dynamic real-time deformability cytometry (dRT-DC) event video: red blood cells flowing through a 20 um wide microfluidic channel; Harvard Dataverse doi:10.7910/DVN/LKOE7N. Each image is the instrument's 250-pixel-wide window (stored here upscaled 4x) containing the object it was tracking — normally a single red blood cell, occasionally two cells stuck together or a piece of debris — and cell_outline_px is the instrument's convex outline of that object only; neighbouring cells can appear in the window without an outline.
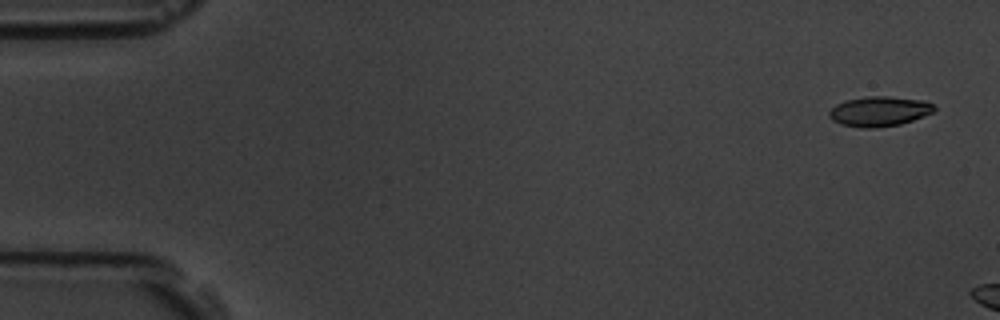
{"species": "common noctule bat (a hibernating species)", "species_latin": "Nyctalus noctula", "temperature_condition": "room temperature", "stored_images_in_passage": 3, "camera_frame_rate_fps": 3000, "um_per_image_px": 0.085, "animal": {"sex": "male", "body_mass_g": 19.5, "forearm_length_mm": 54.6}, "frame": {"image": 1, "passage_image": 1, "time_ms": 0.0, "image_size_px": [1000, 320], "cell_outline_px": [[936, 108], [932, 112], [924, 116], [900, 124], [876, 128], [864, 128], [840, 124], [832, 120], [828, 116], [828, 112], [836, 104], [844, 100], [868, 96], [888, 96], [924, 100], [932, 104]], "centroid_in_image_um": [74.71, 9.46], "position_along_channel_um": 10.3, "area_um2": 18.38}}